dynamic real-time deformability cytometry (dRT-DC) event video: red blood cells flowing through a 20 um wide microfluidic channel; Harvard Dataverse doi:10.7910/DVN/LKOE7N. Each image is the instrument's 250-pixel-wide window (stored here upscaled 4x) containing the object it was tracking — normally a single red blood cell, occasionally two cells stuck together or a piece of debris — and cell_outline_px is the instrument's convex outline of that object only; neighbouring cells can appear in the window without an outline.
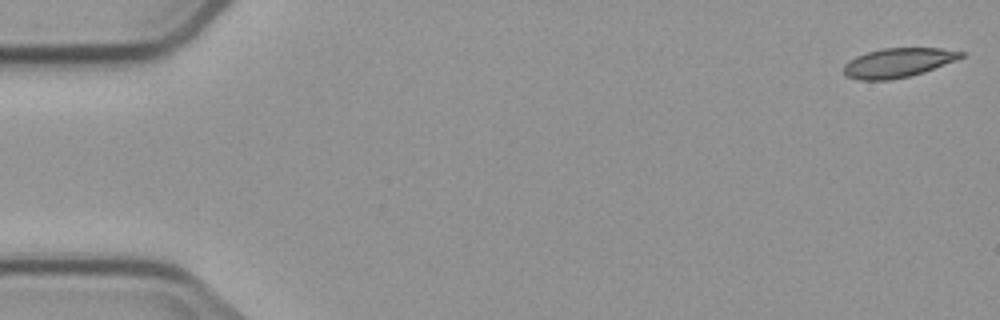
{"species": "common noctule bat (a hibernating species)", "species_latin": "Nyctalus noctula", "temperature_condition": "cold", "stored_images_in_passage": 5, "camera_frame_rate_fps": 3000, "um_per_image_px": 0.085, "animal": {"sex": "male", "body_mass_g": 23.1, "forearm_length_mm": 52.7}, "frame": {"image": 1, "passage_image": 1, "time_ms": 0.0, "image_size_px": [1000, 320], "cell_outline_px": [[964, 56], [956, 60], [924, 72], [892, 80], [860, 80], [844, 76], [844, 64], [848, 60], [856, 56], [868, 52], [884, 48], [940, 48], [964, 52]], "centroid_in_image_um": [76.3, 5.34], "position_along_channel_um": 8.7, "area_um2": 20.0}}
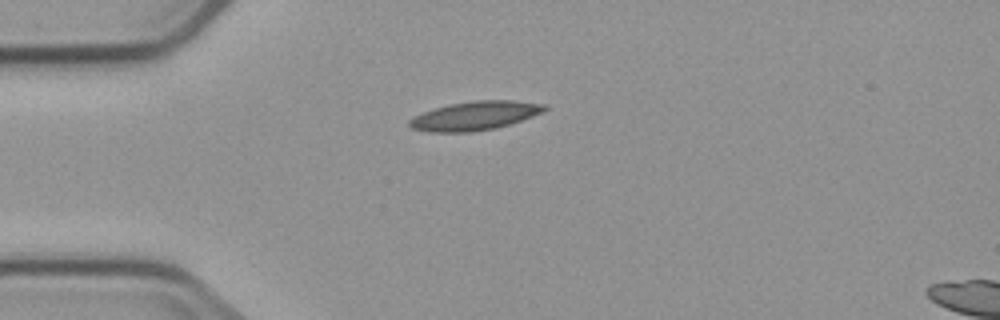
{"frame": {"image": 2, "passage_image": 4, "time_ms": 4.333, "image_size_px": [1000, 320], "cell_outline_px": [[548, 108], [532, 116], [496, 128], [472, 132], [428, 132], [412, 128], [408, 124], [408, 120], [432, 108], [448, 104], [472, 100], [512, 100], [544, 104]], "centroid_in_image_um": [40.32, 9.83], "position_along_channel_um": 44.7, "area_um2": 22.6}}